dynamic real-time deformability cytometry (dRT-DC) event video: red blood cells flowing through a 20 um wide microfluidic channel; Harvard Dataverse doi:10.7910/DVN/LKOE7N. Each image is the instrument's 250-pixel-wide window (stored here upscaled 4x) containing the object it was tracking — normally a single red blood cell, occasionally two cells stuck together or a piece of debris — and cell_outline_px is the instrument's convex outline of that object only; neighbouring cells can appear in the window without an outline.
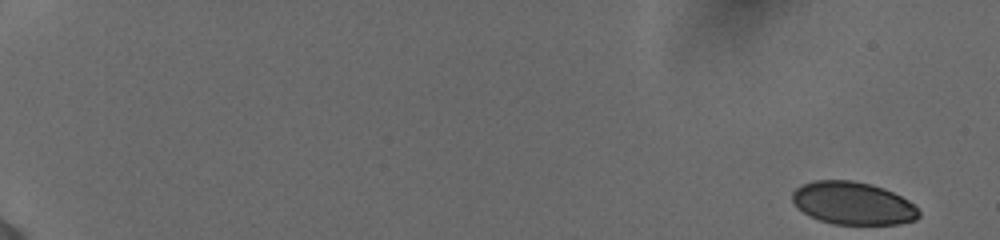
{"species": "human", "species_latin": "Homo sapiens", "temperature_condition": "cold", "stored_images_in_passage": 49, "camera_frame_rate_fps": 3000, "um_per_image_px": 0.085, "donor": {"sex": "female"}, "frame": {"image": 1, "passage_image": 1, "time_ms": 0.0, "image_size_px": [1000, 240], "cell_outline_px": [[920, 216], [916, 220], [900, 224], [832, 224], [808, 216], [796, 208], [792, 200], [792, 192], [800, 184], [812, 180], [852, 180], [872, 184], [884, 188], [908, 200], [920, 212]], "centroid_in_image_um": [72.46, 17.27], "position_along_channel_um": 12.5, "area_um2": 31.85}}
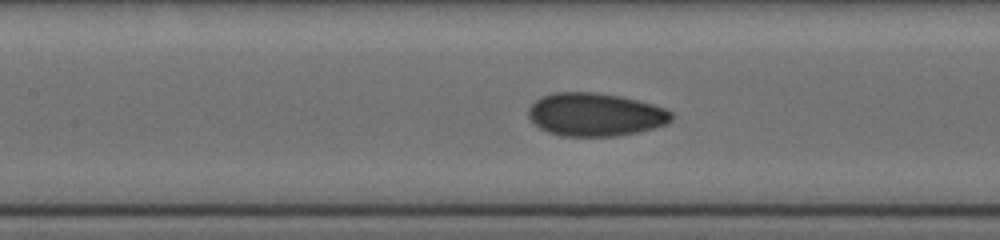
{"frame": {"image": 2, "passage_image": 28, "time_ms": 9.0, "image_size_px": [1000, 240], "cell_outline_px": [[676, 116], [668, 124], [640, 132], [616, 136], [560, 136], [548, 132], [540, 128], [528, 116], [528, 108], [536, 100], [544, 96], [556, 92], [596, 92], [620, 96], [652, 104], [664, 108], [672, 112]], "centroid_in_image_um": [50.64, 9.74], "position_along_channel_um": 156.8, "area_um2": 36.13}}
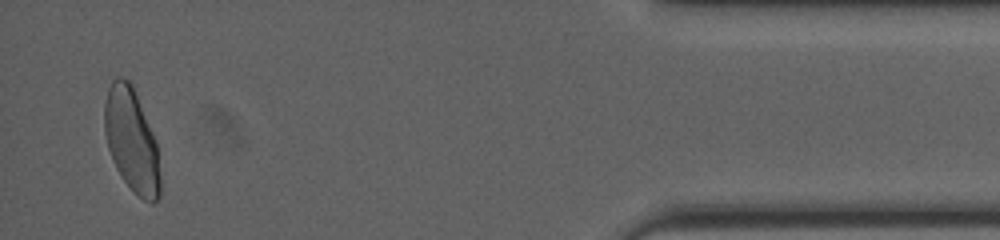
{"frame": {"image": 3, "passage_image": 49, "time_ms": 16.0, "image_size_px": [1000, 240], "cell_outline_px": [[160, 196], [152, 204], [136, 196], [132, 192], [116, 168], [112, 160], [108, 148], [104, 132], [104, 100], [108, 88], [112, 80], [116, 76], [120, 76], [128, 80], [132, 84], [156, 140], [160, 176]], "centroid_in_image_um": [11.17, 11.94], "position_along_channel_um": 424.0, "area_um2": 33.87}, "authors_computed_cell_mechanics": {"area_um2": 34.2754, "velocity_mm_per_s": 3.8847, "shape_relaxation_time_tau1_ms": 5.2893, "shape_relaxation_time_tau2_ms": 0.8141, "deformation_change_tau1": 0.1259, "deformation_change_tau2": 0.0484}}